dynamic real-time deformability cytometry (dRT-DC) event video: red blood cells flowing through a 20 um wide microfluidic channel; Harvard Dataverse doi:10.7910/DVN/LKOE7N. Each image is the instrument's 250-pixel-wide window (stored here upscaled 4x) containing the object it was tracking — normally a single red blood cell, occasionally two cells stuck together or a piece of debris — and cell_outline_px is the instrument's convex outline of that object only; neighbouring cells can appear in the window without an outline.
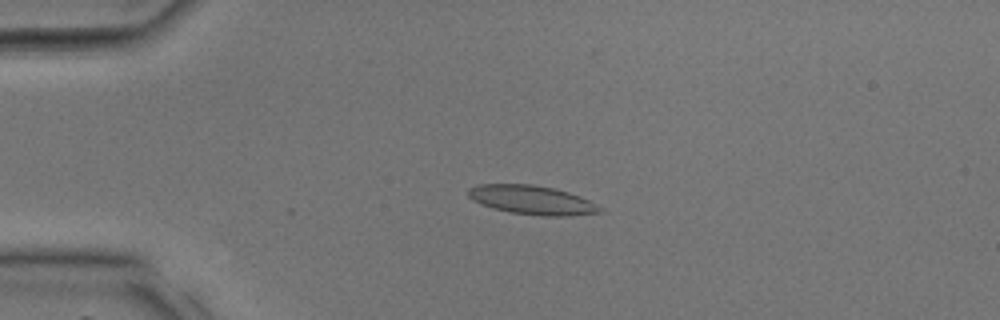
{"species": "common noctule bat (a hibernating species)", "species_latin": "Nyctalus noctula", "temperature_condition": "room temperature", "stored_images_in_passage": 29, "camera_frame_rate_fps": 3000, "um_per_image_px": 0.085, "animal": {"sex": "male", "body_mass_g": 17.9, "forearm_length_mm": 54.2}, "frame": {"image": 1, "passage_image": 2, "time_ms": 0.333, "image_size_px": [1000, 320], "cell_outline_px": [[604, 212], [568, 216], [544, 216], [512, 212], [492, 208], [480, 204], [472, 200], [468, 196], [468, 188], [476, 184], [532, 184], [552, 188], [568, 192], [580, 196], [604, 208]], "centroid_in_image_um": [45.22, 17.0], "position_along_channel_um": 39.8, "area_um2": 22.31}}
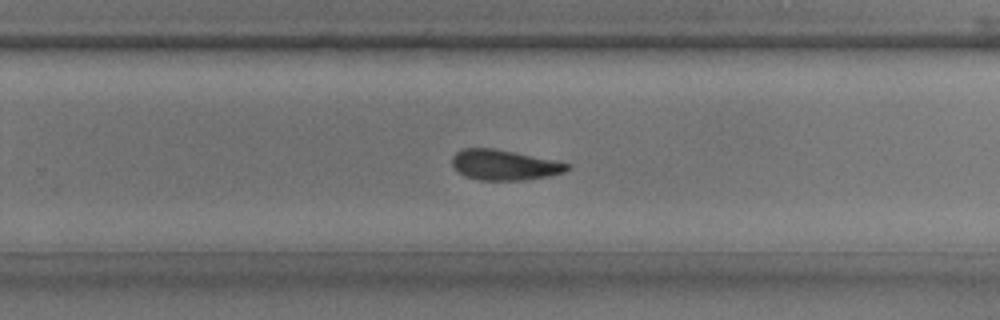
{"frame": {"image": 2, "passage_image": 17, "time_ms": 5.333, "image_size_px": [1000, 320], "cell_outline_px": [[572, 168], [564, 172], [548, 176], [524, 180], [480, 180], [468, 176], [460, 172], [452, 164], [452, 156], [456, 152], [464, 148], [492, 148], [572, 164]], "centroid_in_image_um": [42.89, 14.02], "position_along_channel_um": 286.9, "area_um2": 20.0}}
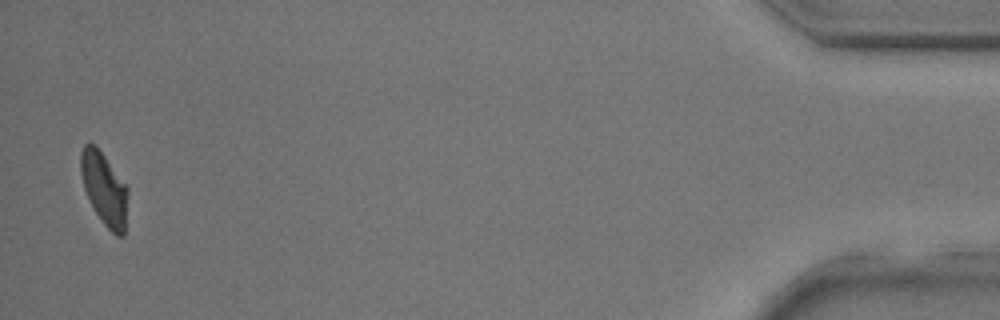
{"frame": {"image": 3, "passage_image": 29, "time_ms": 9.333, "image_size_px": [1000, 320], "cell_outline_px": [[128, 192], [124, 236], [116, 236], [100, 220], [84, 188], [80, 172], [80, 152], [84, 144], [88, 140], [96, 144], [128, 188]], "centroid_in_image_um": [8.85, 16.0], "position_along_channel_um": 426.4, "area_um2": 20.0}}